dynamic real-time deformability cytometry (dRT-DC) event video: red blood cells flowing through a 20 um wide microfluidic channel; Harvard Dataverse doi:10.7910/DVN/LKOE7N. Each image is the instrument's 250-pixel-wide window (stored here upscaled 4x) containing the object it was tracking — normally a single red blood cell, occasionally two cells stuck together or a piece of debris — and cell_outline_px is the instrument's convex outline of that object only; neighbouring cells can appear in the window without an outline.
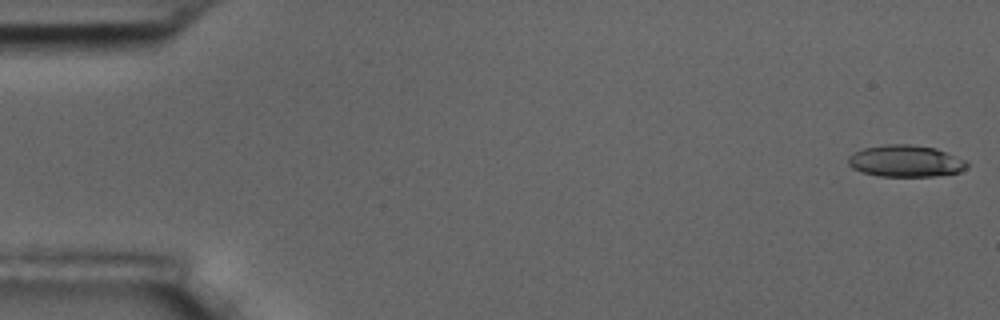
{"species": "common noctule bat (a hibernating species)", "species_latin": "Nyctalus noctula", "temperature_condition": "room temperature", "stored_images_in_passage": 13, "camera_frame_rate_fps": 3000, "um_per_image_px": 0.085, "animal": {"sex": "male", "body_mass_g": 17.5, "forearm_length_mm": 52.3}, "frame": {"image": 1, "passage_image": 1, "time_ms": 0.0, "image_size_px": [1000, 320], "cell_outline_px": [[968, 164], [960, 172], [936, 176], [880, 176], [860, 172], [852, 168], [848, 164], [848, 156], [864, 148], [884, 144], [908, 144], [936, 148], [968, 160]], "centroid_in_image_um": [76.98, 13.69], "position_along_channel_um": 8.0, "area_um2": 22.08}}